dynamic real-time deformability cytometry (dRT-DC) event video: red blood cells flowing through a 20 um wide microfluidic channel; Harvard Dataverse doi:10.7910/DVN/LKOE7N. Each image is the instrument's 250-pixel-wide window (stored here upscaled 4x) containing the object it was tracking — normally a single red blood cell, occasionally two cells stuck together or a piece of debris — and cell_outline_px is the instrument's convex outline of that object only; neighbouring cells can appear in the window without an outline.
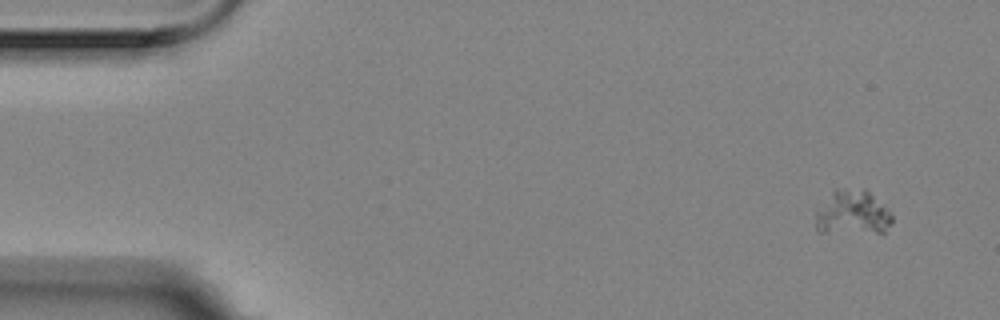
{"species": "Egyptian fruit bat (a non-hibernating species)", "species_latin": "Rousettus aegyptiacus", "temperature_condition": "room temperature", "stored_images_in_passage": 4, "camera_frame_rate_fps": 3000, "um_per_image_px": 0.085, "animal": {"sex": "female"}, "frame": {"image": 1, "passage_image": 1, "time_ms": 0.0, "image_size_px": [1000, 320], "cell_outline_px": [[892, 224], [884, 232], [820, 232], [816, 228], [816, 212], [832, 192], [836, 188], [864, 188], [892, 216]], "centroid_in_image_um": [72.44, 18.09], "position_along_channel_um": 12.6, "area_um2": 19.36}}